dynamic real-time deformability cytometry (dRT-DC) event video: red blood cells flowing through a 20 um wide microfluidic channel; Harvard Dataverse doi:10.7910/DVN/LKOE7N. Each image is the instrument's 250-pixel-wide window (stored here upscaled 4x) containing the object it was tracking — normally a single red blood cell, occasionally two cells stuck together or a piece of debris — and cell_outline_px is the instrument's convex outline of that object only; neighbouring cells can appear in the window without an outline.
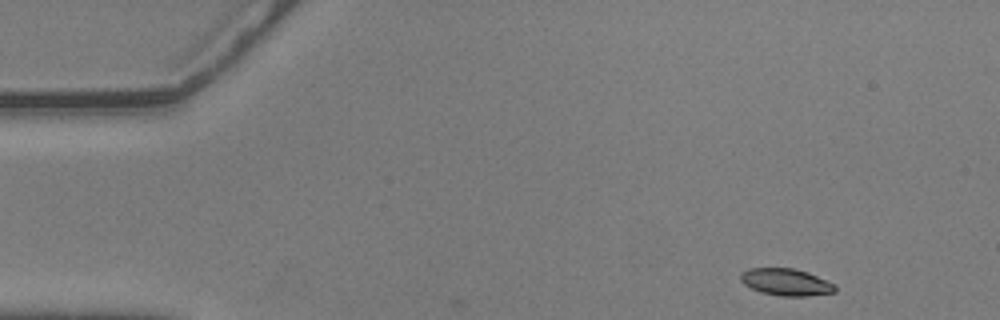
{"species": "common noctule bat (a hibernating species)", "species_latin": "Nyctalus noctula", "temperature_condition": "warm", "stored_images_in_passage": 39, "camera_frame_rate_fps": 3000, "um_per_image_px": 0.085, "animal": {"sex": "male", "body_mass_g": 20.5, "forearm_length_mm": 52.5}, "frame": {"image": 1, "passage_image": 1, "time_ms": 0.0, "image_size_px": [1000, 320], "cell_outline_px": [[836, 292], [808, 296], [780, 296], [760, 292], [744, 284], [740, 280], [740, 272], [748, 268], [792, 268], [808, 272], [836, 284]], "centroid_in_image_um": [66.82, 23.97], "position_along_channel_um": 18.2, "area_um2": 15.03}}
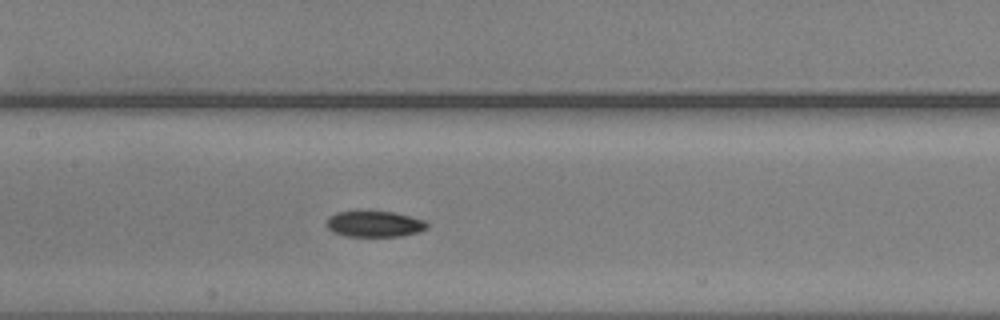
{"frame": {"image": 2, "passage_image": 22, "time_ms": 7.0, "image_size_px": [1000, 320], "cell_outline_px": [[428, 228], [416, 232], [400, 236], [344, 236], [332, 232], [324, 224], [328, 216], [336, 212], [392, 212], [424, 220], [428, 224]], "centroid_in_image_um": [31.76, 19.05], "position_along_channel_um": 175.6, "area_um2": 15.09}}
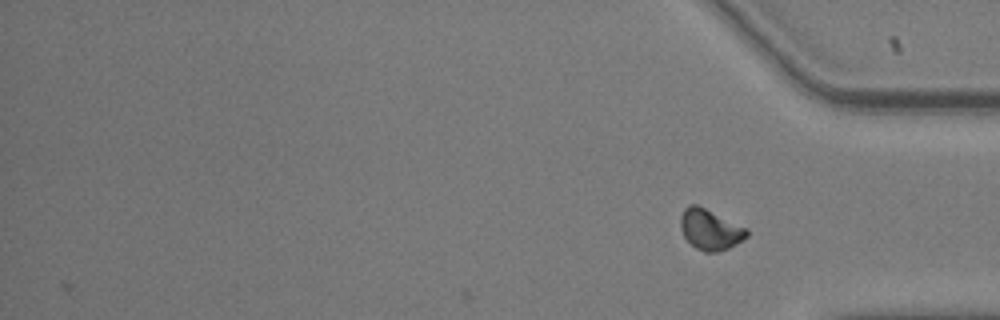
{"frame": {"image": 3, "passage_image": 39, "time_ms": 12.667, "image_size_px": [1000, 320], "cell_outline_px": [[748, 236], [736, 244], [728, 248], [716, 252], [704, 252], [696, 248], [684, 236], [680, 228], [680, 216], [684, 208], [688, 204], [696, 204], [748, 228]], "centroid_in_image_um": [60.35, 19.5], "position_along_channel_um": 374.8, "area_um2": 15.66}, "authors_computed_cell_mechanics": {"area_um2": 15.3748, "velocity_mm_per_s": 3.5819, "shape_relaxation_time_tau1_ms": 10.4018, "shape_relaxation_time_tau2_ms": 4.0108, "deformation_change_tau1": 0.1799, "deformation_change_tau2": 0.0802}}